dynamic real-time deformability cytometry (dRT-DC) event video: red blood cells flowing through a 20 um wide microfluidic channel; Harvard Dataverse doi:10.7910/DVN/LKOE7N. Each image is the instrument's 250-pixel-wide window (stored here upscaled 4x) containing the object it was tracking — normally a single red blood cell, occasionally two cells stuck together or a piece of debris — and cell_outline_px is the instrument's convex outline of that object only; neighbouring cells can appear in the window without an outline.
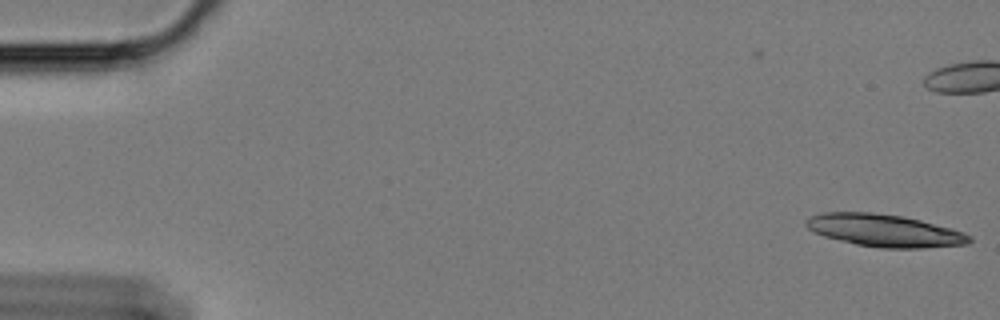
{"species": "Egyptian fruit bat (a non-hibernating species)", "species_latin": "Rousettus aegyptiacus", "temperature_condition": "cold", "stored_images_in_passage": 2, "camera_frame_rate_fps": 3000, "um_per_image_px": 0.085, "animal": {"sex": "female"}, "frame": {"image": 1, "passage_image": 2, "time_ms": 0.333, "image_size_px": [1000, 320], "cell_outline_px": [[972, 240], [968, 244], [920, 248], [880, 248], [856, 244], [824, 236], [812, 232], [804, 224], [804, 220], [808, 216], [820, 212], [872, 212], [900, 216], [920, 220], [964, 232], [972, 236]], "centroid_in_image_um": [75.13, 19.59], "position_along_channel_um": 9.9, "area_um2": 30.92}}